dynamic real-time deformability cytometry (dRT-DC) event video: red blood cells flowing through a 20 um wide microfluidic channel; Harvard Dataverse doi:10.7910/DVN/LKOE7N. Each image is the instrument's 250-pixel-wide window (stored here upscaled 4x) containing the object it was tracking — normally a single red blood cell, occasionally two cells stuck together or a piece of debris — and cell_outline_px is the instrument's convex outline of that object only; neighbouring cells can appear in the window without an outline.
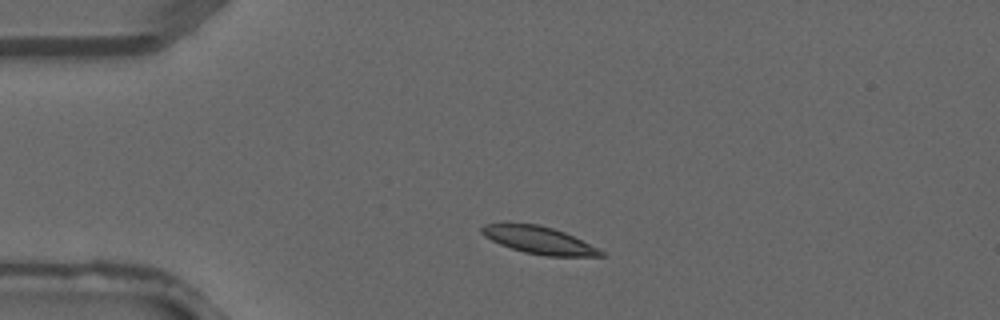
{"species": "common noctule bat (a hibernating species)", "species_latin": "Nyctalus noctula", "temperature_condition": "warm", "stored_images_in_passage": 2, "camera_frame_rate_fps": 3000, "um_per_image_px": 0.085, "animal": {"sex": "male", "forearm_length_mm": 52.5}, "frame": {"image": 1, "passage_image": 1, "time_ms": 0.0, "image_size_px": [1000, 320], "cell_outline_px": [[604, 256], [548, 256], [524, 252], [500, 244], [484, 236], [480, 232], [480, 228], [484, 224], [536, 224], [552, 228], [564, 232], [604, 252]], "centroid_in_image_um": [45.77, 20.42], "position_along_channel_um": 39.2, "area_um2": 18.44}}
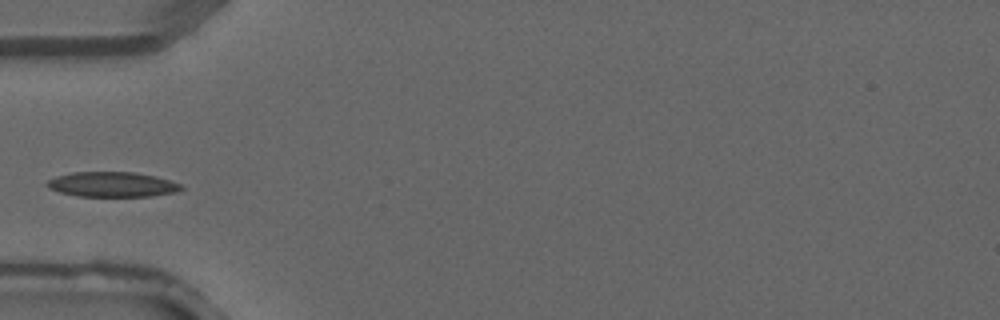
{"frame": {"image": 2, "passage_image": 2, "time_ms": 0.333, "image_size_px": [1000, 320], "cell_outline_px": [[184, 188], [176, 192], [152, 196], [76, 196], [60, 192], [48, 188], [44, 184], [48, 180], [56, 176], [72, 172], [136, 172], [156, 176], [180, 184]], "centroid_in_image_um": [9.51, 15.67], "position_along_channel_um": 75.5, "area_um2": 19.59}}